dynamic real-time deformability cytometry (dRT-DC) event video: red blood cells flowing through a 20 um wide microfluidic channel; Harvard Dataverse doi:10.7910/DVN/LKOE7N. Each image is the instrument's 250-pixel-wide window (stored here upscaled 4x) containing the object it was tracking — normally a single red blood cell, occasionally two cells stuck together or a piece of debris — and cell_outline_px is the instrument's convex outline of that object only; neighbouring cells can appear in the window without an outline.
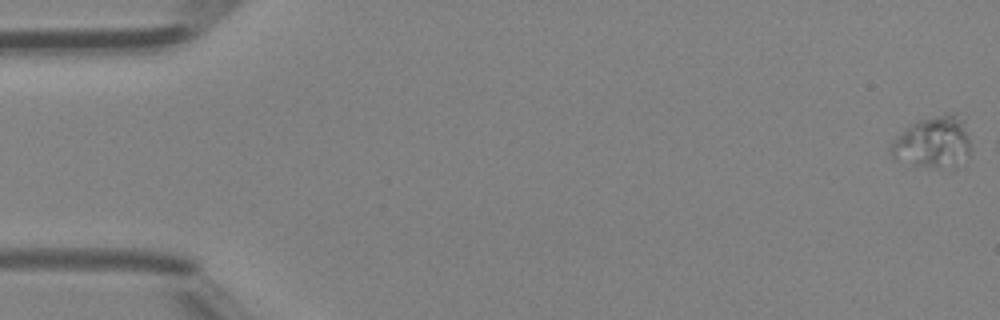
{"species": "Egyptian fruit bat (a non-hibernating species)", "species_latin": "Rousettus aegyptiacus", "temperature_condition": "room temperature", "stored_images_in_passage": 7, "camera_frame_rate_fps": 3000, "um_per_image_px": 0.085, "animal": {"sex": "female"}, "frame": {"image": 1, "passage_image": 1, "time_ms": 0.0, "image_size_px": [1000, 320], "cell_outline_px": [[968, 156], [956, 168], [952, 168], [912, 164], [892, 156], [892, 140], [912, 124], [920, 120], [948, 112], [956, 112], [964, 120], [968, 136]], "centroid_in_image_um": [79.37, 12.06], "position_along_channel_um": 5.6, "area_um2": 23.52}}